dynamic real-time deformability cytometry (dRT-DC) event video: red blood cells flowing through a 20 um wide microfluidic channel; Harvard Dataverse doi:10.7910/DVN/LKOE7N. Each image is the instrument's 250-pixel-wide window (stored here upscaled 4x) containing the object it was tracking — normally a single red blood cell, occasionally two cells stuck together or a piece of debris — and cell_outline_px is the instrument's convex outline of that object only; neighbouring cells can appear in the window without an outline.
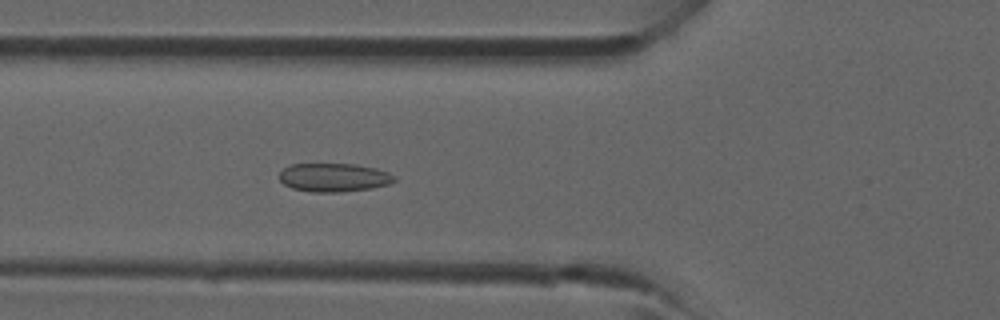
{"species": "common noctule bat (a hibernating species)", "species_latin": "Nyctalus noctula", "temperature_condition": "room temperature", "stored_images_in_passage": 36, "camera_frame_rate_fps": 3000, "um_per_image_px": 0.085, "animal": {"sex": "male", "forearm_length_mm": 52.5}, "frame": {"image": 1, "passage_image": 15, "time_ms": 4.667, "image_size_px": [1000, 320], "cell_outline_px": [[396, 180], [388, 184], [372, 188], [340, 192], [312, 192], [292, 188], [284, 184], [280, 180], [280, 172], [284, 168], [292, 164], [356, 164], [376, 168], [388, 172], [396, 176]], "centroid_in_image_um": [28.4, 15.08], "position_along_channel_um": 97.4, "area_um2": 19.13}}
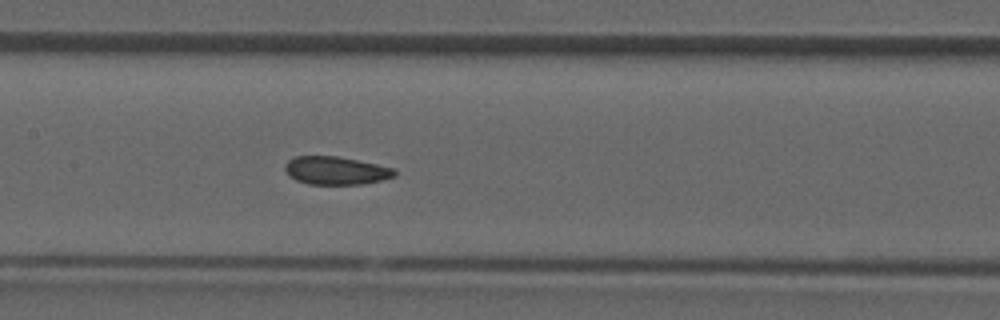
{"frame": {"image": 2, "passage_image": 20, "time_ms": 6.333, "image_size_px": [1000, 320], "cell_outline_px": [[396, 176], [364, 184], [308, 184], [296, 180], [288, 176], [284, 168], [284, 164], [288, 160], [296, 156], [336, 156], [396, 168]], "centroid_in_image_um": [28.53, 14.5], "position_along_channel_um": 178.9, "area_um2": 17.98}}
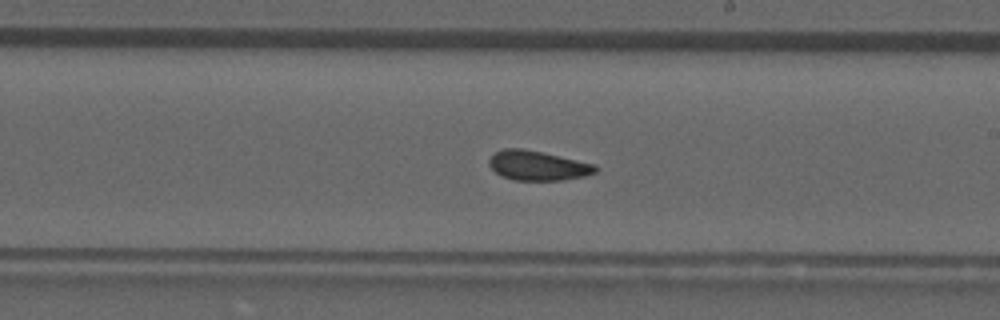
{"frame": {"image": 3, "passage_image": 24, "time_ms": 7.667, "image_size_px": [1000, 320], "cell_outline_px": [[600, 168], [596, 172], [584, 176], [564, 180], [512, 180], [496, 172], [488, 164], [488, 160], [496, 152], [504, 148], [524, 148], [596, 164]], "centroid_in_image_um": [45.74, 14.07], "position_along_channel_um": 243.3, "area_um2": 18.38}}